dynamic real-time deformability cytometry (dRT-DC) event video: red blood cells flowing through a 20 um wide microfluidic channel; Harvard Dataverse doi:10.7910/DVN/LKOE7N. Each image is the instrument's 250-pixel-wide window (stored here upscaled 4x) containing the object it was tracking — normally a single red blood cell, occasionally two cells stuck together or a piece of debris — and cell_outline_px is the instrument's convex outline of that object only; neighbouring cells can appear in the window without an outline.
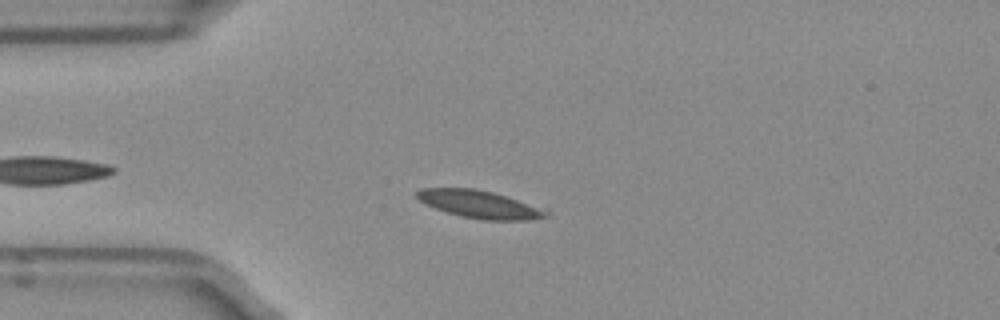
{"species": "Egyptian fruit bat (a non-hibernating species)", "species_latin": "Rousettus aegyptiacus", "temperature_condition": "room temperature", "stored_images_in_passage": 6, "camera_frame_rate_fps": 3000, "um_per_image_px": 0.085, "frame": {"image": 1, "passage_image": 4, "time_ms": 1.0, "image_size_px": [1000, 320], "cell_outline_px": [[552, 216], [528, 220], [480, 220], [460, 216], [436, 208], [420, 200], [416, 196], [416, 192], [420, 188], [476, 188], [492, 192], [548, 208]], "centroid_in_image_um": [40.88, 17.37], "position_along_channel_um": 44.1, "area_um2": 21.1}}